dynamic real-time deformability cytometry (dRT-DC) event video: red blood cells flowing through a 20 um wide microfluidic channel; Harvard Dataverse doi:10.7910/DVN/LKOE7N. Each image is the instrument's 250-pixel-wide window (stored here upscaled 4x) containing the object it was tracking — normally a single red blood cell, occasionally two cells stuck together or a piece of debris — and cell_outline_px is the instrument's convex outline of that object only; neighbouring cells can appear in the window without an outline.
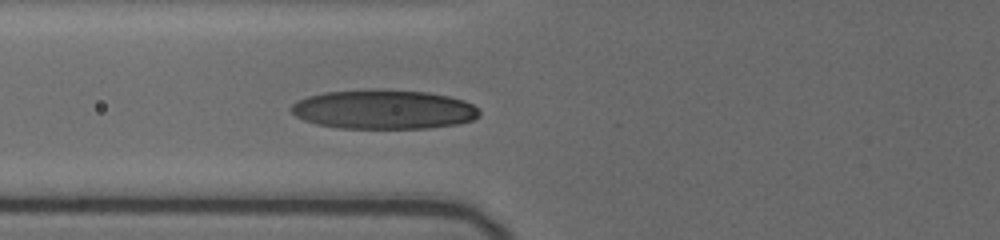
{"species": "human", "species_latin": "Homo sapiens", "temperature_condition": "cold", "stored_images_in_passage": 3, "camera_frame_rate_fps": 3000, "um_per_image_px": 0.085, "donor": {"sex": "female"}, "frame": {"image": 1, "passage_image": 3, "time_ms": 2.0, "image_size_px": [1000, 240], "cell_outline_px": [[480, 116], [472, 120], [456, 124], [428, 128], [340, 128], [316, 124], [304, 120], [296, 116], [292, 112], [292, 104], [296, 100], [308, 96], [324, 92], [368, 88], [376, 88], [428, 92], [448, 96], [464, 100], [472, 104], [480, 112]], "centroid_in_image_um": [32.59, 9.28], "position_along_channel_um": 93.2, "area_um2": 43.47}}